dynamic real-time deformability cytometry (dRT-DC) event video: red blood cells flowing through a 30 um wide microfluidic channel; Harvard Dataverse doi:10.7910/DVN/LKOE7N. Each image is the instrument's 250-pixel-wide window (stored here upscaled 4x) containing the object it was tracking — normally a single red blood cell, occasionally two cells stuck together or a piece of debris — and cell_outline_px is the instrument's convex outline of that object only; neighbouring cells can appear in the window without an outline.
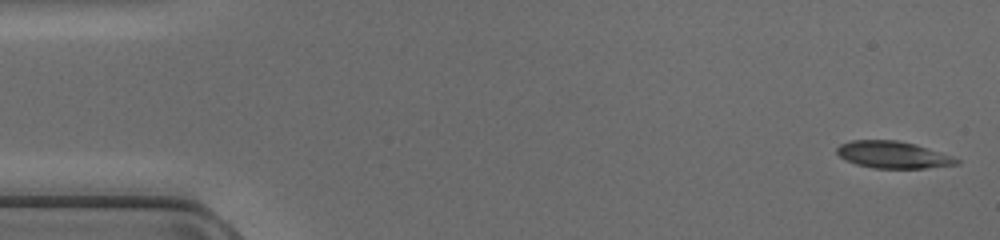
{"species": "common noctule bat (a hibernating species)", "species_latin": "Nyctalus noctula", "temperature_condition": "cold", "stored_images_in_passage": 47, "camera_frame_rate_fps": 3000, "um_per_image_px": 0.085, "animal": {"sex": "female", "body_mass_g": 17.0, "forearm_length_mm": 48.0}, "frame": {"image": 1, "passage_image": 1, "time_ms": 0.0, "image_size_px": [1000, 240], "cell_outline_px": [[960, 164], [924, 168], [872, 168], [856, 164], [840, 156], [836, 152], [836, 148], [840, 144], [852, 140], [896, 140], [916, 144], [960, 160]], "centroid_in_image_um": [75.87, 13.15], "position_along_channel_um": 9.1, "area_um2": 18.55}}
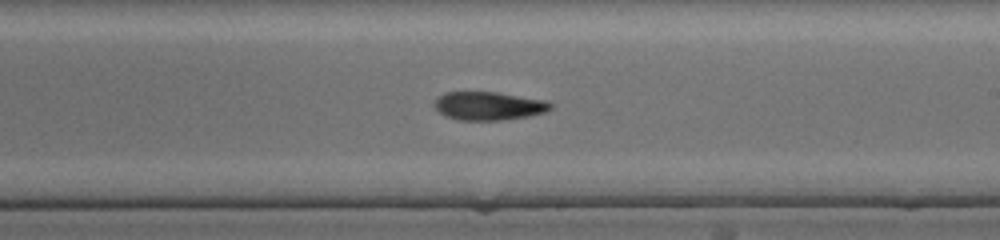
{"frame": {"image": 2, "passage_image": 27, "time_ms": 8.667, "image_size_px": [1000, 240], "cell_outline_px": [[552, 108], [544, 112], [528, 116], [500, 120], [460, 120], [444, 116], [436, 108], [436, 100], [440, 96], [448, 92], [496, 92], [548, 100], [552, 104]], "centroid_in_image_um": [41.58, 9.0], "position_along_channel_um": 247.4, "area_um2": 19.02}}
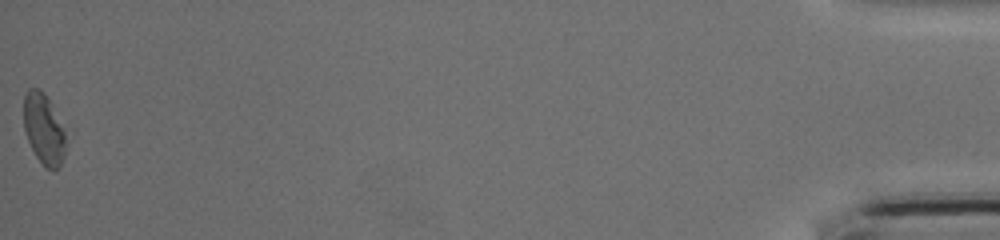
{"frame": {"image": 3, "passage_image": 47, "time_ms": 15.333, "image_size_px": [1000, 240], "cell_outline_px": [[64, 156], [60, 164], [56, 168], [44, 168], [36, 156], [28, 140], [24, 128], [24, 96], [28, 88], [36, 88], [44, 92], [64, 128]], "centroid_in_image_um": [3.7, 10.95], "position_along_channel_um": 431.5, "area_um2": 16.94}}